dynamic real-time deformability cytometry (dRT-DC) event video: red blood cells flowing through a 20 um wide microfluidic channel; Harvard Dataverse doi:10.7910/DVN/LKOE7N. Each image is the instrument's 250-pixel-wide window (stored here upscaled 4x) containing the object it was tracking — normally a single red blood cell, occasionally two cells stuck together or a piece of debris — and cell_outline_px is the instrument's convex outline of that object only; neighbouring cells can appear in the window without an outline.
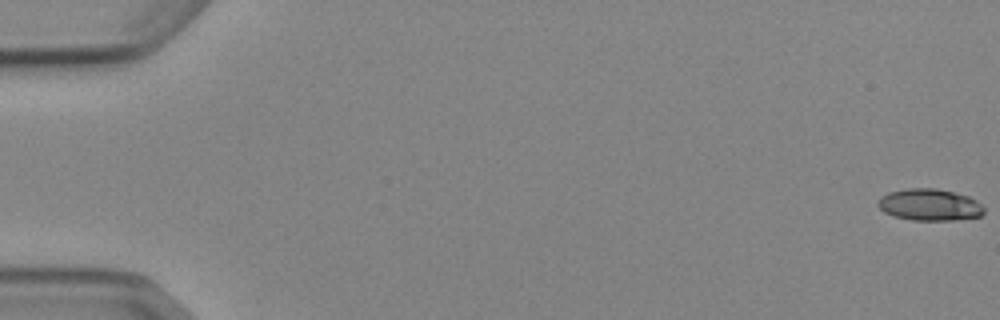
{"species": "Egyptian fruit bat (a non-hibernating species)", "species_latin": "Rousettus aegyptiacus", "temperature_condition": "cold", "stored_images_in_passage": 54, "camera_frame_rate_fps": 3000, "um_per_image_px": 0.085, "animal": {"sex": "female"}, "frame": {"image": 1, "passage_image": 1, "time_ms": 0.0, "image_size_px": [1000, 320], "cell_outline_px": [[984, 212], [980, 216], [952, 220], [912, 220], [896, 216], [884, 212], [876, 204], [880, 196], [888, 192], [904, 188], [936, 188], [968, 196], [976, 200], [984, 208]], "centroid_in_image_um": [78.98, 17.39], "position_along_channel_um": 6.0, "area_um2": 19.59}}
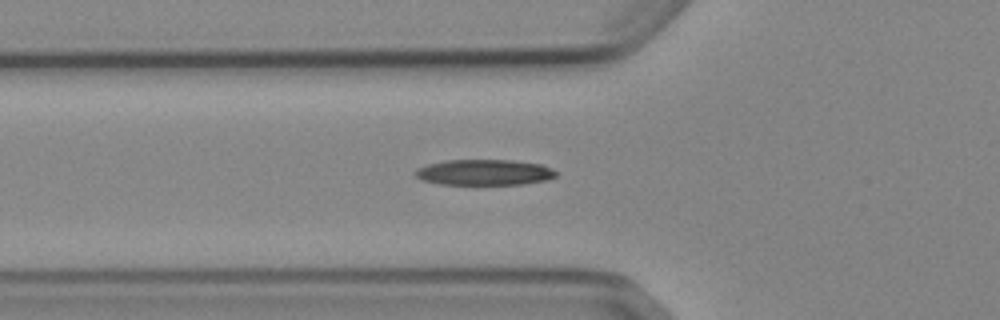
{"frame": {"image": 2, "passage_image": 20, "time_ms": 6.333, "image_size_px": [1000, 320], "cell_outline_px": [[556, 176], [548, 180], [524, 184], [440, 184], [420, 180], [412, 172], [416, 168], [428, 164], [444, 160], [512, 160], [540, 164], [552, 168], [556, 172]], "centroid_in_image_um": [41.13, 14.65], "position_along_channel_um": 84.7, "area_um2": 21.27}}
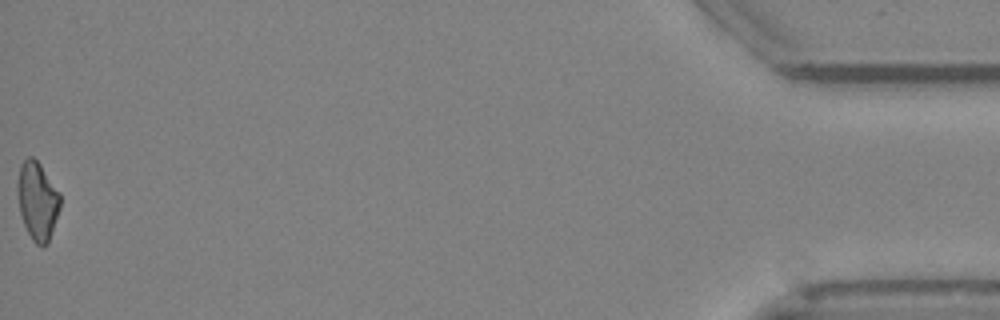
{"frame": {"image": 3, "passage_image": 54, "time_ms": 17.667, "image_size_px": [1000, 320], "cell_outline_px": [[60, 208], [48, 244], [44, 248], [36, 244], [32, 240], [24, 224], [20, 212], [16, 192], [16, 184], [20, 164], [28, 156], [32, 156], [40, 164], [60, 192]], "centroid_in_image_um": [3.17, 17.07], "position_along_channel_um": 432.0, "area_um2": 19.71}}